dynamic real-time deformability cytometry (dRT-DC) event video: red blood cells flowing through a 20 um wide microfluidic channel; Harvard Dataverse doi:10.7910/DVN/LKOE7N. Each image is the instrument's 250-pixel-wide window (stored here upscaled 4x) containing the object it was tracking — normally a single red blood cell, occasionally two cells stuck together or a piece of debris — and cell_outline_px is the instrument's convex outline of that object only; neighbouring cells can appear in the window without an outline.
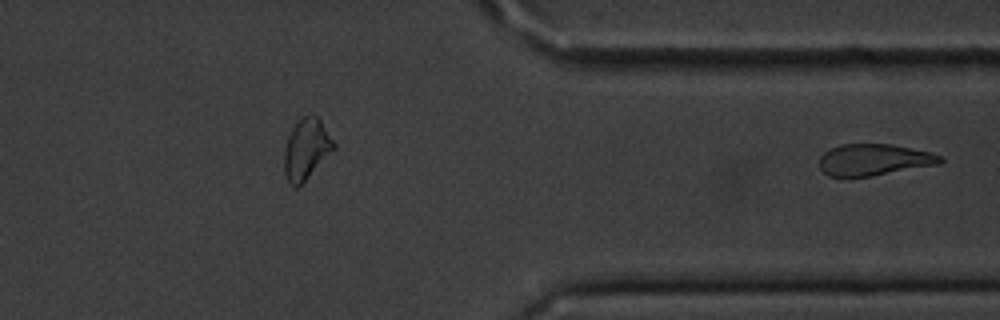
{"species": "common noctule bat (a hibernating species)", "species_latin": "Nyctalus noctula", "temperature_condition": "cold", "stored_images_in_passage": 32, "segment_of_instrument_passage": [2, 2], "camera_frame_rate_fps": 3000, "um_per_image_px": 0.085, "animal": {"sex": "male", "body_mass_g": 20.1, "forearm_length_mm": 53.5}, "frame": {"image": 1, "passage_image": 32, "time_ms": 10.333, "image_size_px": [1000, 320], "cell_outline_px": [[944, 160], [940, 164], [872, 176], [848, 180], [840, 180], [828, 176], [820, 168], [820, 156], [824, 152], [840, 144], [892, 144], [932, 152], [940, 156]], "centroid_in_image_um": [74.24, 13.62], "position_along_channel_um": 337.2, "area_um2": 22.95}}